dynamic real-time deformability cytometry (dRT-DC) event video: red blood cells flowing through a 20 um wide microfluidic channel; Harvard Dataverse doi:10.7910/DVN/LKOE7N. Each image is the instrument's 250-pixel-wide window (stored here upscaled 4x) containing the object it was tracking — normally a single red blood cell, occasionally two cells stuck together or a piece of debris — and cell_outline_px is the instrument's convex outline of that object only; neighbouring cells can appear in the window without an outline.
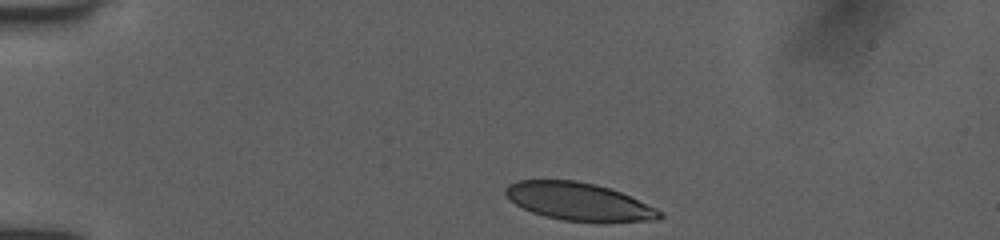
{"species": "human", "species_latin": "Homo sapiens", "temperature_condition": "room temperature", "stored_images_in_passage": 37, "camera_frame_rate_fps": 3000, "um_per_image_px": 0.085, "donor": {"sex": "female"}, "frame": {"image": 1, "passage_image": 1, "time_ms": 0.0, "image_size_px": [1000, 240], "cell_outline_px": [[664, 216], [660, 220], [564, 220], [544, 216], [532, 212], [508, 200], [504, 192], [504, 188], [508, 184], [516, 180], [576, 180], [596, 184], [620, 192], [656, 208], [664, 212]], "centroid_in_image_um": [49.14, 17.1], "position_along_channel_um": 35.9, "area_um2": 33.35}}
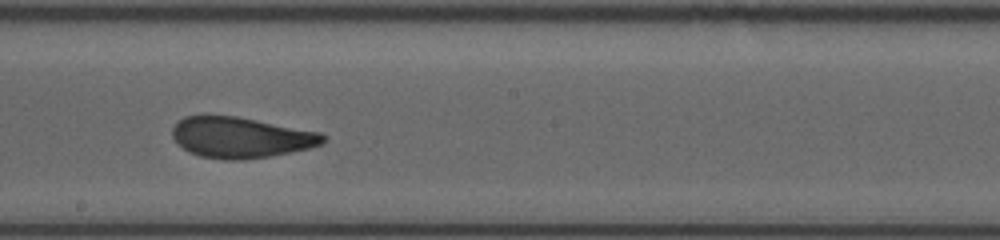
{"frame": {"image": 2, "passage_image": 20, "time_ms": 6.333, "image_size_px": [1000, 240], "cell_outline_px": [[328, 136], [320, 144], [308, 148], [272, 156], [244, 160], [224, 160], [200, 156], [188, 152], [172, 136], [172, 128], [184, 116], [236, 116], [320, 132]], "centroid_in_image_um": [20.47, 11.69], "position_along_channel_um": 227.7, "area_um2": 35.6}}
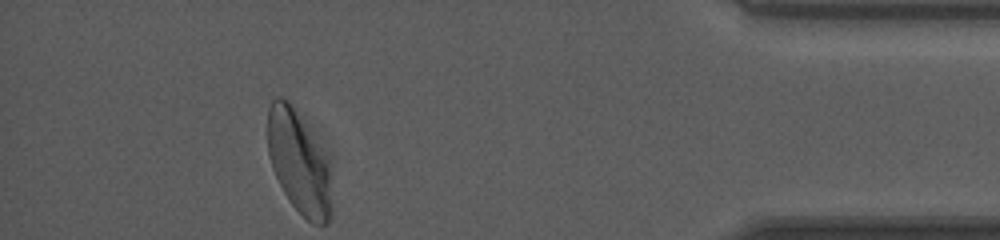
{"frame": {"image": 3, "passage_image": 37, "time_ms": 12.0, "image_size_px": [1000, 240], "cell_outline_px": [[332, 212], [328, 224], [312, 224], [288, 200], [272, 168], [268, 156], [268, 108], [272, 100], [276, 96], [284, 96], [292, 104], [328, 164], [332, 204]], "centroid_in_image_um": [25.37, 13.83], "position_along_channel_um": 409.8, "area_um2": 37.57}, "authors_computed_cell_mechanics": {"area_um2": 35.9516, "velocity_mm_per_s": 3.993, "shape_relaxation_time_tau1_ms": 6.9297, "shape_relaxation_time_tau2_ms": 1.2046, "deformation_change_tau1": 0.2163, "deformation_change_tau2": 0.0822}}